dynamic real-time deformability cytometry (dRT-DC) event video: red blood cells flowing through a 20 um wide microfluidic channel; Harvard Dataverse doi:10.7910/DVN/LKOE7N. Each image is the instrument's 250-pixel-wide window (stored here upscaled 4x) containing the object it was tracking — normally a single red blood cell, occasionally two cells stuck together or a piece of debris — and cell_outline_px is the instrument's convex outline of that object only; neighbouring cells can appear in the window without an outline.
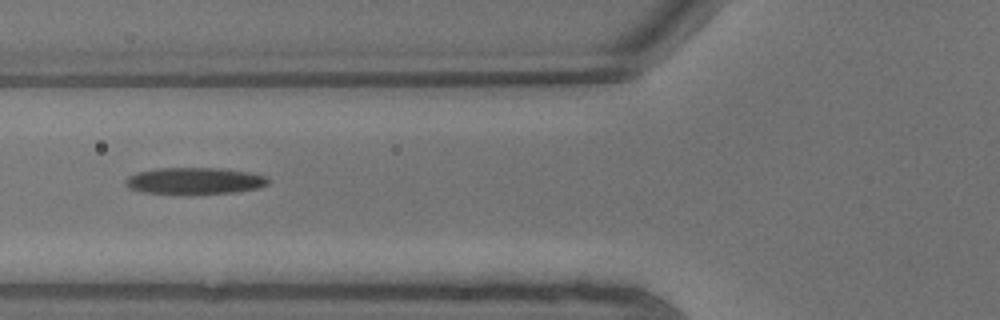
{"species": "common noctule bat (a hibernating species)", "species_latin": "Nyctalus noctula", "temperature_condition": "warm", "stored_images_in_passage": 4, "camera_frame_rate_fps": 3000, "um_per_image_px": 0.085, "animal": {"sex": "male", "body_mass_g": 13.3}, "frame": {"image": 1, "passage_image": 2, "time_ms": 0.333, "image_size_px": [1000, 320], "cell_outline_px": [[272, 180], [268, 184], [260, 188], [236, 192], [188, 196], [184, 196], [144, 192], [128, 188], [124, 184], [124, 180], [128, 176], [136, 172], [156, 168], [220, 168], [248, 172], [268, 176]], "centroid_in_image_um": [16.54, 15.4], "position_along_channel_um": 109.3, "area_um2": 23.18}}
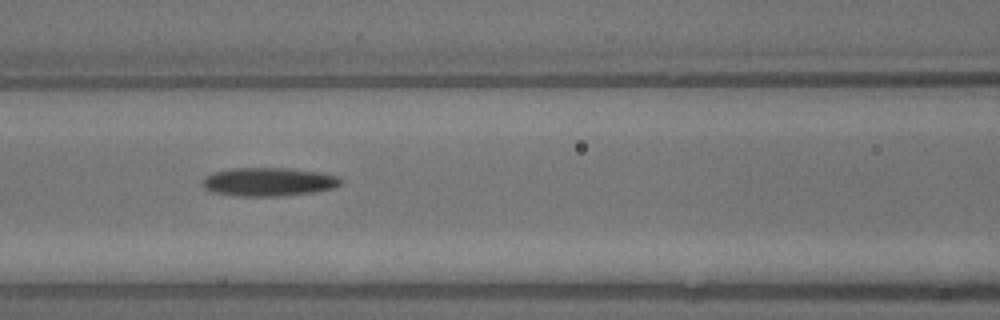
{"frame": {"image": 2, "passage_image": 3, "time_ms": 0.667, "image_size_px": [1000, 320], "cell_outline_px": [[340, 184], [332, 188], [312, 192], [284, 196], [240, 196], [212, 192], [204, 188], [204, 180], [212, 172], [232, 168], [284, 168], [320, 172], [340, 176]], "centroid_in_image_um": [22.84, 15.45], "position_along_channel_um": 143.8, "area_um2": 22.77}}
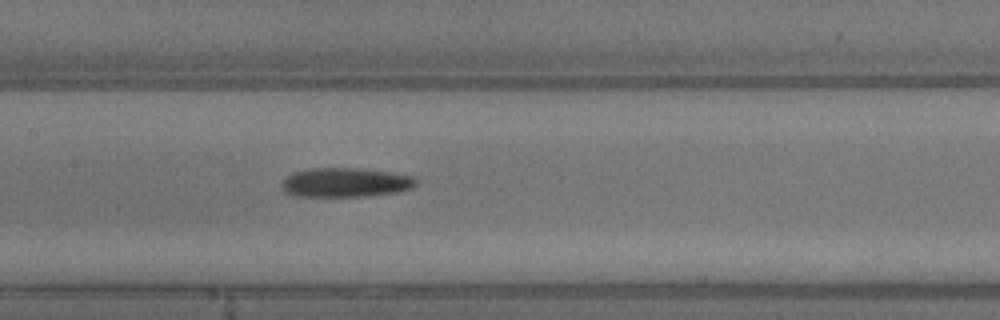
{"frame": {"image": 3, "passage_image": 4, "time_ms": 1.0, "image_size_px": [1000, 320], "cell_outline_px": [[416, 184], [412, 188], [396, 192], [364, 196], [296, 196], [284, 192], [280, 188], [280, 184], [288, 176], [296, 172], [312, 168], [360, 168], [392, 172], [412, 176], [416, 180]], "centroid_in_image_um": [29.35, 15.51], "position_along_channel_um": 178.0, "area_um2": 22.83}}